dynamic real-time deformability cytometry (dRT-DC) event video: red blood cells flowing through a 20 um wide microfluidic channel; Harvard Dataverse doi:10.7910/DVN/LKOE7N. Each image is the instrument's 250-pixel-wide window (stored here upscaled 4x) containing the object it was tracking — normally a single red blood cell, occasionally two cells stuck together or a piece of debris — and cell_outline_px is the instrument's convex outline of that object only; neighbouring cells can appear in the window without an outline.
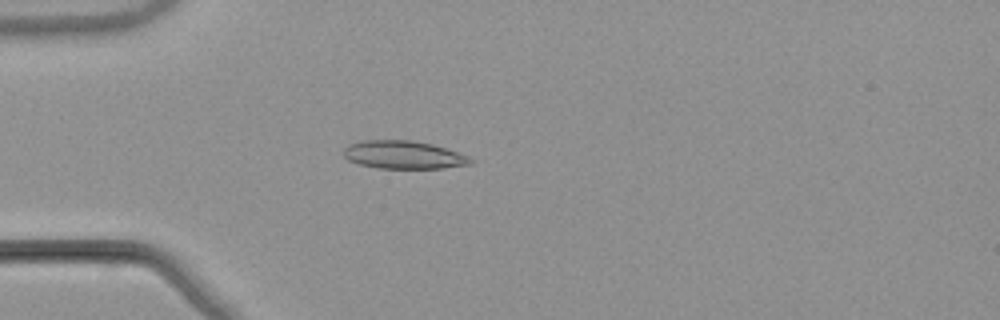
{"species": "common noctule bat (a hibernating species)", "species_latin": "Nyctalus noctula", "temperature_condition": "warm", "stored_images_in_passage": 53, "camera_frame_rate_fps": 3000, "um_per_image_px": 0.085, "animal": {"sex": "male", "body_mass_g": 21.5, "forearm_length_mm": 52.0}, "frame": {"image": 1, "passage_image": 15, "time_ms": 4.667, "image_size_px": [1000, 320], "cell_outline_px": [[476, 160], [472, 164], [444, 168], [380, 168], [360, 164], [348, 160], [344, 156], [344, 148], [348, 144], [360, 140], [412, 140], [432, 144], [468, 156]], "centroid_in_image_um": [34.3, 13.15], "position_along_channel_um": 50.7, "area_um2": 20.75}}
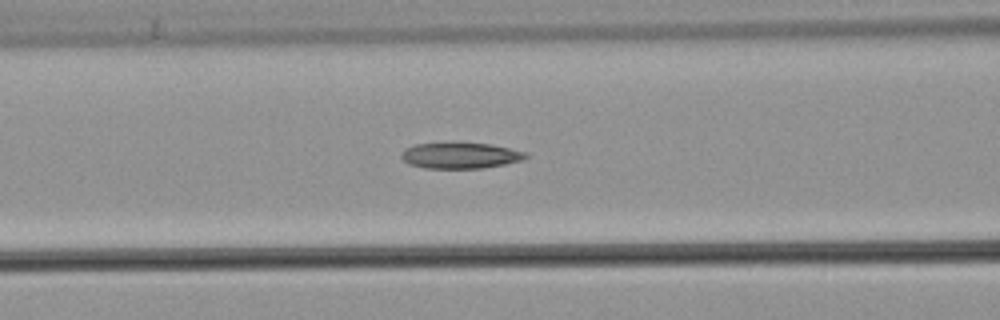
{"frame": {"image": 2, "passage_image": 22, "time_ms": 7.0, "image_size_px": [1000, 320], "cell_outline_px": [[528, 156], [520, 160], [504, 164], [484, 168], [424, 168], [408, 164], [400, 156], [400, 152], [416, 144], [492, 144], [528, 152]], "centroid_in_image_um": [39.14, 13.24], "position_along_channel_um": 127.5, "area_um2": 18.44}}
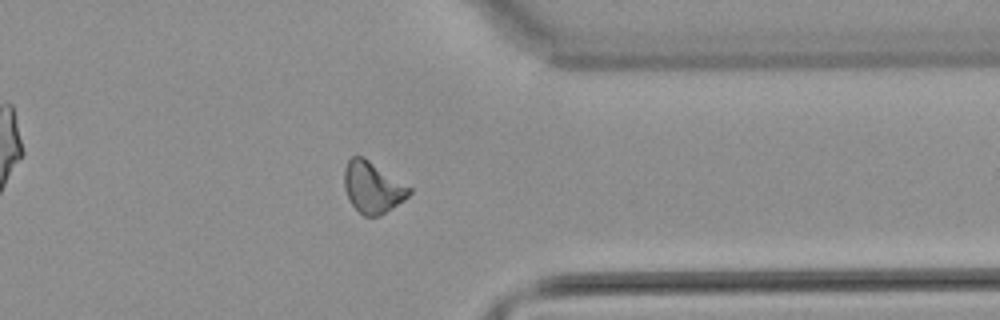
{"frame": {"image": 3, "passage_image": 42, "time_ms": 13.667, "image_size_px": [1000, 320], "cell_outline_px": [[412, 192], [404, 200], [380, 216], [364, 216], [348, 200], [344, 188], [344, 168], [348, 160], [352, 156], [364, 156], [412, 188]], "centroid_in_image_um": [31.66, 15.91], "position_along_channel_um": 379.7, "area_um2": 19.54}, "authors_computed_cell_mechanics": {"area_um2": 19.363, "velocity_mm_per_s": 3.8805, "shape_relaxation_time_tau1_ms": null, "shape_relaxation_time_tau2_ms": 4.789, "deformation_change_tau1": null, "deformation_change_tau2": 0.1369}}